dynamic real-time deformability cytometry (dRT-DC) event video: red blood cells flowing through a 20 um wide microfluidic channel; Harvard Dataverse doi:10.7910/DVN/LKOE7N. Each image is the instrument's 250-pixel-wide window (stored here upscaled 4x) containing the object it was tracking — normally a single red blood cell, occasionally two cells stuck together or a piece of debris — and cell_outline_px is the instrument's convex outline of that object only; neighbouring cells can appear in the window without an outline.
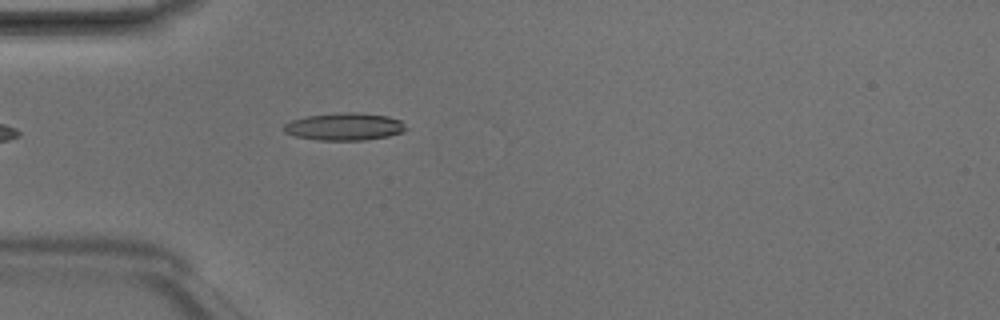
{"species": "Egyptian fruit bat (a non-hibernating species)", "species_latin": "Rousettus aegyptiacus", "temperature_condition": "room temperature", "stored_images_in_passage": 1, "camera_frame_rate_fps": 3000, "um_per_image_px": 0.085, "animal": {"sex": "male"}, "frame": {"image": 1, "passage_image": 1, "time_ms": 0.0, "image_size_px": [1000, 320], "cell_outline_px": [[408, 128], [404, 132], [388, 136], [364, 140], [316, 140], [296, 136], [284, 132], [284, 124], [292, 120], [308, 116], [340, 112], [356, 112], [388, 116], [400, 120]], "centroid_in_image_um": [29.31, 10.76], "position_along_channel_um": 55.7, "area_um2": 19.54}}